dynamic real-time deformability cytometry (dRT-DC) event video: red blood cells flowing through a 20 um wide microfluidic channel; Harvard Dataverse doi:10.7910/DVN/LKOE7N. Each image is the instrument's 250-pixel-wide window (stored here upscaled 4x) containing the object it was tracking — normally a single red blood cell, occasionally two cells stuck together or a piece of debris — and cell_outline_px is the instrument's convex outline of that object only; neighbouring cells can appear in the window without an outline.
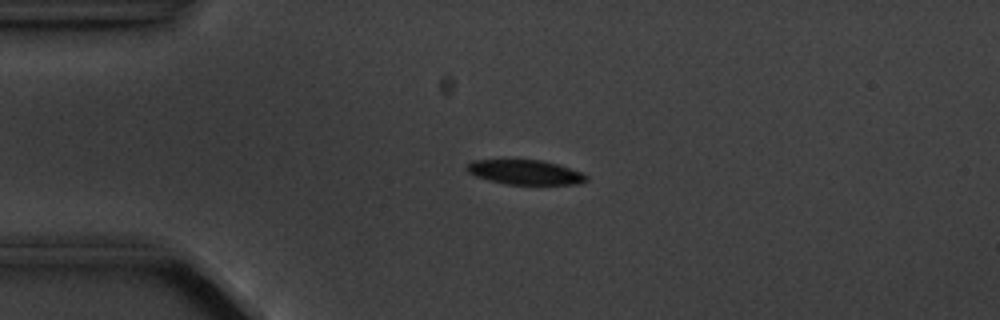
{"species": "common noctule bat (a hibernating species)", "species_latin": "Nyctalus noctula", "temperature_condition": "cold", "stored_images_in_passage": 6, "camera_frame_rate_fps": 3000, "um_per_image_px": 0.085, "animal": {"sex": "male", "body_mass_g": 20.1, "forearm_length_mm": 53.5}, "frame": {"image": 1, "passage_image": 4, "time_ms": 3.333, "image_size_px": [1000, 320], "cell_outline_px": [[588, 176], [584, 180], [576, 184], [508, 184], [488, 180], [476, 176], [468, 172], [464, 168], [472, 160], [540, 160], [556, 164], [580, 172]], "centroid_in_image_um": [44.56, 14.63], "position_along_channel_um": 40.4, "area_um2": 16.76}}